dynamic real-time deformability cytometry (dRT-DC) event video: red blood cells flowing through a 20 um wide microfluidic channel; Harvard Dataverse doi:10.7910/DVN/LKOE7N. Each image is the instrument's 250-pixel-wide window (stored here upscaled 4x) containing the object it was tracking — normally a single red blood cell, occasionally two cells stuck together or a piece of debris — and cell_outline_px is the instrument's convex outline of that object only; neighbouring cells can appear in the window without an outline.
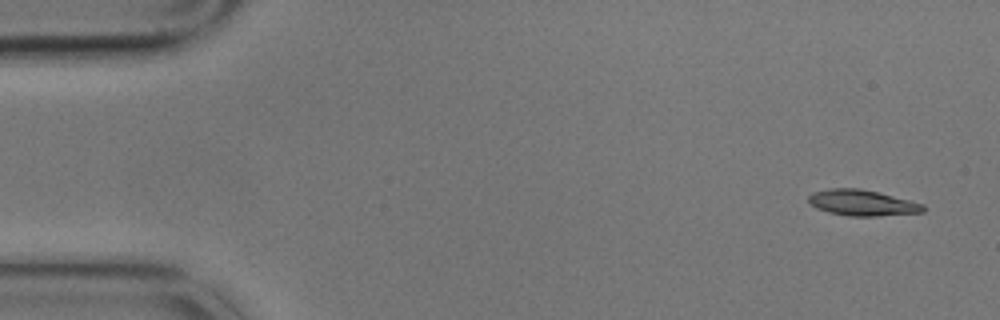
{"species": "common noctule bat (a hibernating species)", "species_latin": "Nyctalus noctula", "temperature_condition": "cold", "stored_images_in_passage": 4, "camera_frame_rate_fps": 3000, "um_per_image_px": 0.085, "animal": {"sex": "male", "body_mass_g": 17.9}, "frame": {"image": 1, "passage_image": 1, "time_ms": 0.0, "image_size_px": [1000, 320], "cell_outline_px": [[924, 212], [876, 216], [848, 216], [828, 212], [816, 208], [808, 200], [808, 196], [812, 192], [828, 188], [860, 188], [924, 204]], "centroid_in_image_um": [73.25, 17.24], "position_along_channel_um": 11.8, "area_um2": 17.17}}
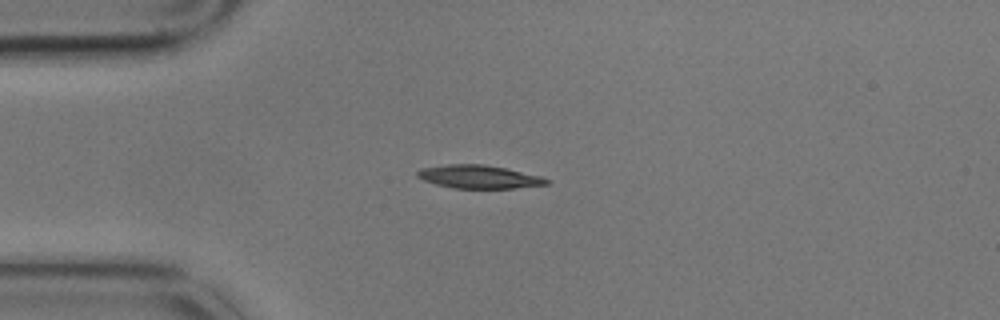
{"frame": {"image": 2, "passage_image": 4, "time_ms": 1.0, "image_size_px": [1000, 320], "cell_outline_px": [[548, 184], [516, 188], [452, 188], [436, 184], [424, 180], [416, 176], [416, 172], [420, 168], [448, 164], [484, 164], [504, 168], [540, 176], [548, 180]], "centroid_in_image_um": [40.65, 15.02], "position_along_channel_um": 44.3, "area_um2": 17.34}}